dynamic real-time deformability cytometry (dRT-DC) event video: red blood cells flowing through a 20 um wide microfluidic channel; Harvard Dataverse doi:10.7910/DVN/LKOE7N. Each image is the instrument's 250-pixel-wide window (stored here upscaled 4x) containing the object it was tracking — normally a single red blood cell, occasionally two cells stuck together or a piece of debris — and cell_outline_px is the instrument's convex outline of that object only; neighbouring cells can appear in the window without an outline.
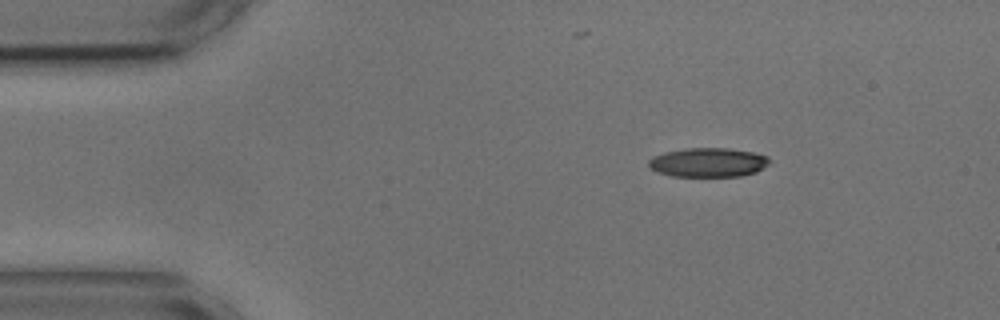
{"species": "common noctule bat (a hibernating species)", "species_latin": "Nyctalus noctula", "temperature_condition": "cold", "stored_images_in_passage": 5, "camera_frame_rate_fps": 3000, "um_per_image_px": 0.085, "animal": {"sex": "male", "body_mass_g": 17.9, "forearm_length_mm": 54.2}, "frame": {"image": 1, "passage_image": 2, "time_ms": 1.0, "image_size_px": [1000, 320], "cell_outline_px": [[772, 160], [764, 168], [756, 172], [740, 176], [672, 176], [656, 172], [648, 168], [648, 160], [652, 156], [664, 152], [684, 148], [728, 148], [752, 152], [768, 156]], "centroid_in_image_um": [60.17, 13.8], "position_along_channel_um": 24.8, "area_um2": 20.81}}
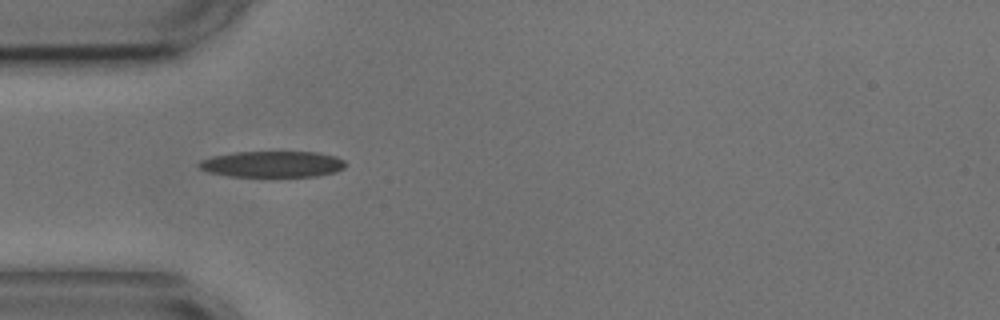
{"frame": {"image": 2, "passage_image": 4, "time_ms": 3.667, "image_size_px": [1000, 320], "cell_outline_px": [[348, 164], [344, 168], [336, 172], [316, 176], [232, 176], [208, 172], [200, 168], [196, 164], [200, 160], [212, 156], [236, 152], [316, 152], [336, 156], [344, 160]], "centroid_in_image_um": [23.18, 13.95], "position_along_channel_um": 61.8, "area_um2": 22.37}}